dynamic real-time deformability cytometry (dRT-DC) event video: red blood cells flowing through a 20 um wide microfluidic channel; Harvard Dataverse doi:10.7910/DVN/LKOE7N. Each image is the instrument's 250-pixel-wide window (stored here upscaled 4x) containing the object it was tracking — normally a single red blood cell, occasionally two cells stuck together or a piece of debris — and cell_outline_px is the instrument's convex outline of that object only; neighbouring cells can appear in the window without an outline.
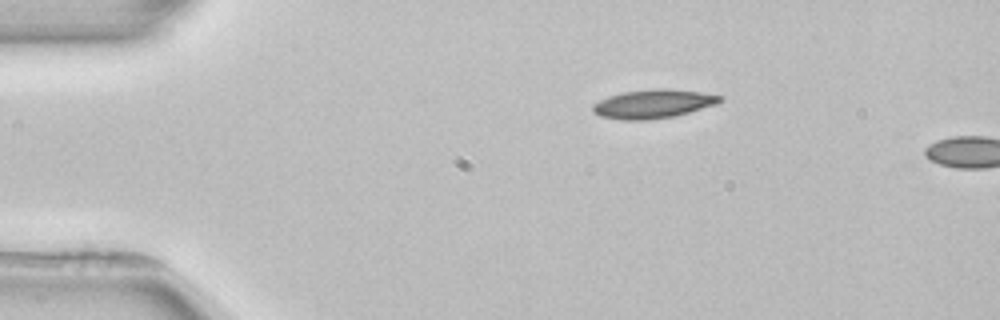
{"species": "common noctule bat (a hibernating species)", "species_latin": "Nyctalus noctula", "temperature_condition": "room temperature", "stored_images_in_passage": 2, "camera_frame_rate_fps": 3000, "um_per_image_px": 0.085, "animal": {"sex": "female", "body_mass_g": 22.7, "forearm_length_mm": 54.2}, "frame": {"image": 1, "passage_image": 1, "time_ms": 0.0, "image_size_px": [1000, 320], "cell_outline_px": [[724, 100], [716, 104], [688, 112], [672, 116], [648, 120], [620, 120], [600, 116], [592, 112], [592, 104], [608, 96], [624, 92], [656, 88], [668, 88], [700, 92], [724, 96]], "centroid_in_image_um": [55.51, 8.82], "position_along_channel_um": 29.5, "area_um2": 21.33}}